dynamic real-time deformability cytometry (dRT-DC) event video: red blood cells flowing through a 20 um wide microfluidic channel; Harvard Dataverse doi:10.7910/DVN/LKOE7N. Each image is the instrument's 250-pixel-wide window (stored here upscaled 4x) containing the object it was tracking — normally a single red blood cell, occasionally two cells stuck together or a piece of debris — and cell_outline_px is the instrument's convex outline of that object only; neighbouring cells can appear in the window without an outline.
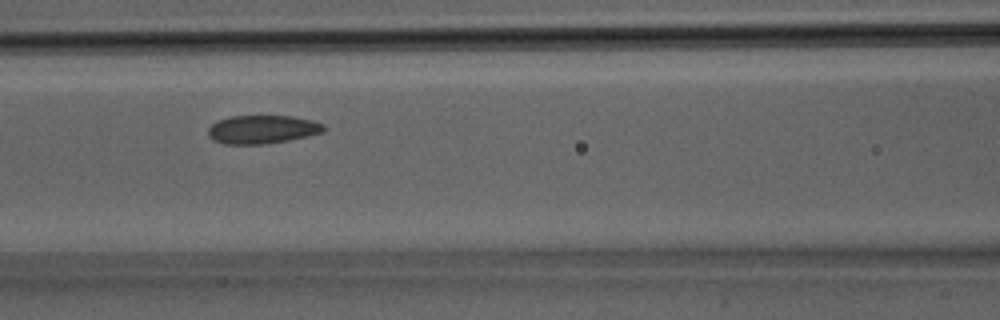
{"species": "Egyptian fruit bat (a non-hibernating species)", "species_latin": "Rousettus aegyptiacus", "temperature_condition": "room temperature", "stored_images_in_passage": 27, "camera_frame_rate_fps": 3000, "um_per_image_px": 0.085, "animal": {"sex": "male"}, "frame": {"image": 1, "passage_image": 10, "time_ms": 3.0, "image_size_px": [1000, 320], "cell_outline_px": [[324, 132], [308, 136], [288, 140], [264, 144], [224, 144], [212, 140], [208, 136], [208, 128], [216, 120], [232, 116], [292, 116], [312, 120], [324, 124]], "centroid_in_image_um": [22.27, 11.0], "position_along_channel_um": 144.3, "area_um2": 19.25}}
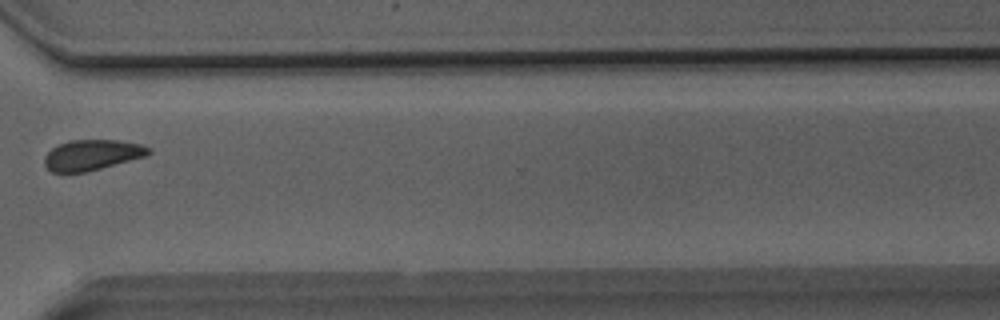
{"frame": {"image": 2, "passage_image": 20, "time_ms": 6.333, "image_size_px": [1000, 320], "cell_outline_px": [[152, 152], [148, 156], [84, 172], [52, 172], [44, 164], [44, 156], [52, 148], [68, 140], [120, 140], [140, 144], [148, 148]], "centroid_in_image_um": [7.83, 13.16], "position_along_channel_um": 362.8, "area_um2": 18.44}}
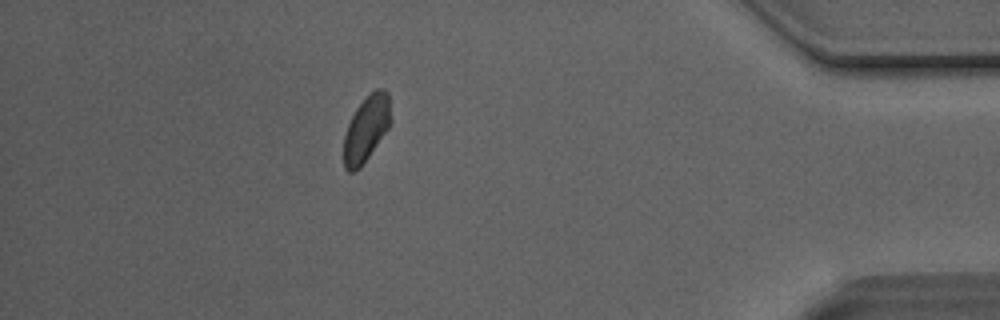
{"frame": {"image": 3, "passage_image": 24, "time_ms": 7.667, "image_size_px": [1000, 320], "cell_outline_px": [[392, 120], [388, 128], [360, 168], [356, 172], [348, 172], [344, 168], [344, 136], [348, 124], [356, 108], [376, 88], [380, 88], [388, 92]], "centroid_in_image_um": [31.14, 10.96], "position_along_channel_um": 404.1, "area_um2": 17.86}}